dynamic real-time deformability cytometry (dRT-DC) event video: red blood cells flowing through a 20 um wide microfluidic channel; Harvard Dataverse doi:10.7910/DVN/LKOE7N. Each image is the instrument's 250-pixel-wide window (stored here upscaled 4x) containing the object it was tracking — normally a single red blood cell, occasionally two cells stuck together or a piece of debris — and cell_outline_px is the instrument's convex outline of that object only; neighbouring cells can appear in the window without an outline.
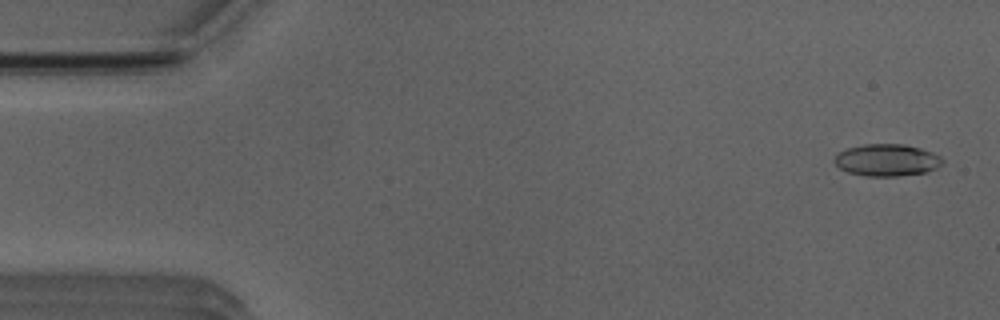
{"species": "Egyptian fruit bat (a non-hibernating species)", "species_latin": "Rousettus aegyptiacus", "temperature_condition": "room temperature", "stored_images_in_passage": 52, "camera_frame_rate_fps": 3000, "um_per_image_px": 0.085, "animal": {"sex": "male"}, "frame": {"image": 1, "passage_image": 2, "time_ms": 0.333, "image_size_px": [1000, 320], "cell_outline_px": [[944, 160], [936, 168], [924, 172], [896, 176], [864, 176], [848, 172], [840, 168], [832, 160], [840, 152], [848, 148], [864, 144], [904, 144], [920, 148], [932, 152], [940, 156]], "centroid_in_image_um": [75.37, 13.6], "position_along_channel_um": 9.6, "area_um2": 20.0}}
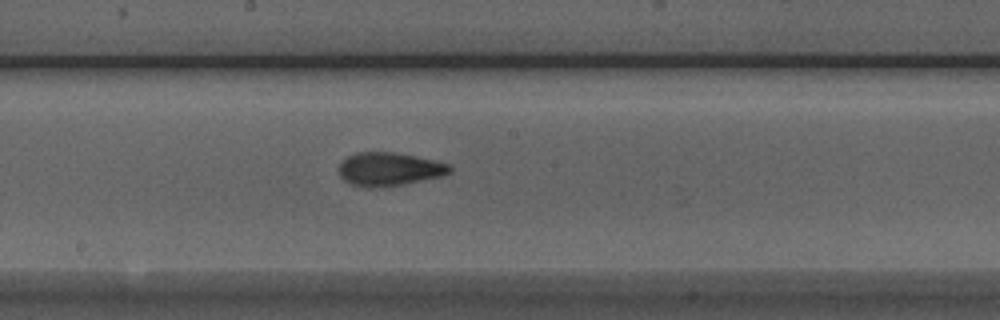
{"frame": {"image": 2, "passage_image": 27, "time_ms": 8.667, "image_size_px": [1000, 320], "cell_outline_px": [[452, 172], [444, 176], [404, 184], [380, 188], [364, 188], [352, 184], [344, 180], [340, 176], [340, 164], [348, 156], [356, 152], [392, 152], [416, 156], [436, 160], [448, 164], [452, 168]], "centroid_in_image_um": [33.12, 14.39], "position_along_channel_um": 215.1, "area_um2": 21.79}}
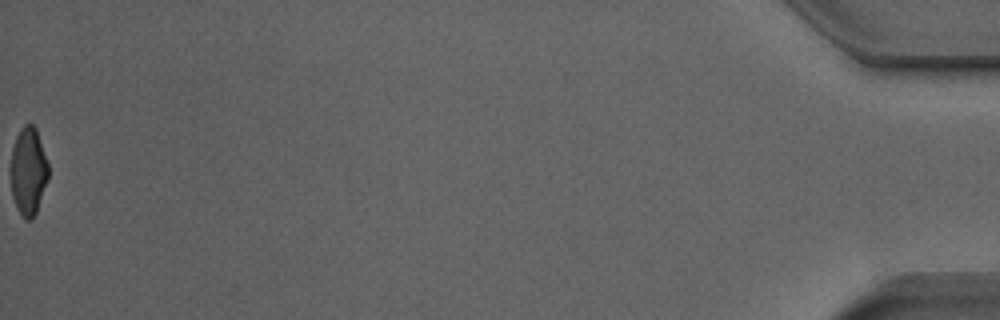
{"frame": {"image": 3, "passage_image": 52, "time_ms": 17.0, "image_size_px": [1000, 320], "cell_outline_px": [[48, 180], [36, 212], [32, 220], [24, 220], [16, 208], [12, 196], [12, 148], [16, 136], [20, 128], [24, 124], [32, 124], [36, 128], [48, 164]], "centroid_in_image_um": [2.41, 14.57], "position_along_channel_um": 432.8, "area_um2": 19.13}, "authors_computed_cell_mechanics": {"area_um2": 20.5479, "velocity_mm_per_s": 3.9431, "shape_relaxation_time_tau1_ms": 5.015, "shape_relaxation_time_tau2_ms": 1.2749, "deformation_change_tau1": 0.1745, "deformation_change_tau2": 0.0761}}